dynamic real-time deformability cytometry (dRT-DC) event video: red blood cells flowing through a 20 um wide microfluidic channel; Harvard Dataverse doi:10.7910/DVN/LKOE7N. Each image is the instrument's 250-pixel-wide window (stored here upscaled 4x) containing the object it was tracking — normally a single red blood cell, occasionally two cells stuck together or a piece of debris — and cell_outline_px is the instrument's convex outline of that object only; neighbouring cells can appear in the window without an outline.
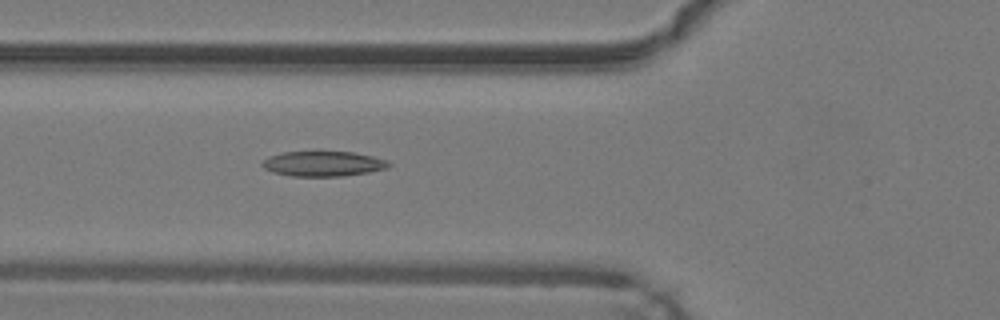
{"species": "common noctule bat (a hibernating species)", "species_latin": "Nyctalus noctula", "temperature_condition": "warm", "stored_images_in_passage": 48, "camera_frame_rate_fps": 3000, "um_per_image_px": 0.085, "animal": {"sex": "male", "body_mass_g": 19.2, "forearm_length_mm": 51.8}, "frame": {"image": 1, "passage_image": 18, "time_ms": 5.667, "image_size_px": [1000, 320], "cell_outline_px": [[392, 164], [388, 168], [368, 172], [344, 176], [292, 176], [272, 172], [264, 168], [260, 164], [268, 156], [284, 152], [352, 152], [372, 156], [388, 160]], "centroid_in_image_um": [27.48, 13.92], "position_along_channel_um": 98.3, "area_um2": 18.5}}
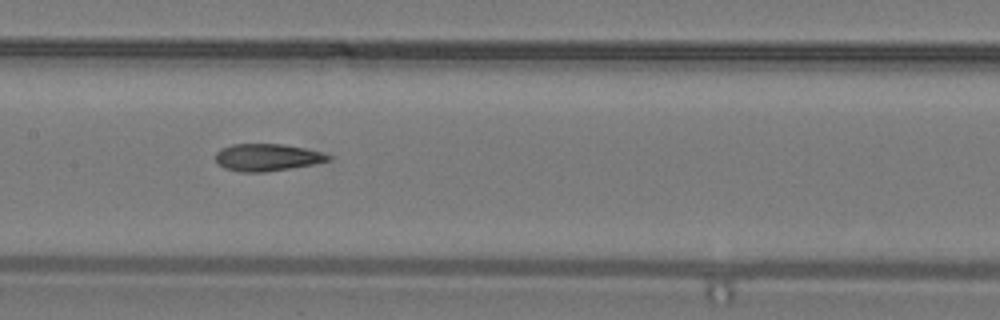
{"frame": {"image": 2, "passage_image": 24, "time_ms": 7.667, "image_size_px": [1000, 320], "cell_outline_px": [[332, 156], [328, 160], [316, 164], [264, 172], [240, 172], [224, 168], [216, 164], [216, 152], [220, 148], [232, 144], [284, 144], [304, 148], [320, 152]], "centroid_in_image_um": [22.66, 13.38], "position_along_channel_um": 184.7, "area_um2": 17.92}}
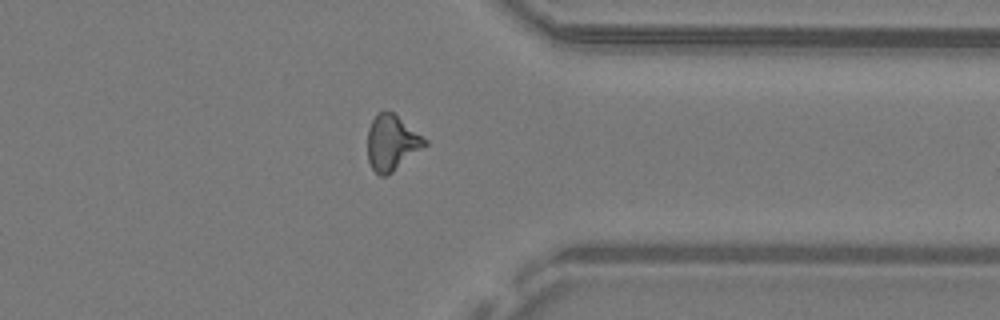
{"frame": {"image": 3, "passage_image": 38, "time_ms": 12.333, "image_size_px": [1000, 320], "cell_outline_px": [[428, 144], [392, 172], [384, 176], [380, 176], [372, 168], [368, 160], [368, 128], [376, 112], [392, 112], [428, 140]], "centroid_in_image_um": [33.3, 12.13], "position_along_channel_um": 378.1, "area_um2": 18.26}, "authors_computed_cell_mechanics": {"area_um2": 18.207, "velocity_mm_per_s": 4.2815, "shape_relaxation_time_tau1_ms": null, "shape_relaxation_time_tau2_ms": 2.329, "deformation_change_tau1": null, "deformation_change_tau2": 0.1148}}